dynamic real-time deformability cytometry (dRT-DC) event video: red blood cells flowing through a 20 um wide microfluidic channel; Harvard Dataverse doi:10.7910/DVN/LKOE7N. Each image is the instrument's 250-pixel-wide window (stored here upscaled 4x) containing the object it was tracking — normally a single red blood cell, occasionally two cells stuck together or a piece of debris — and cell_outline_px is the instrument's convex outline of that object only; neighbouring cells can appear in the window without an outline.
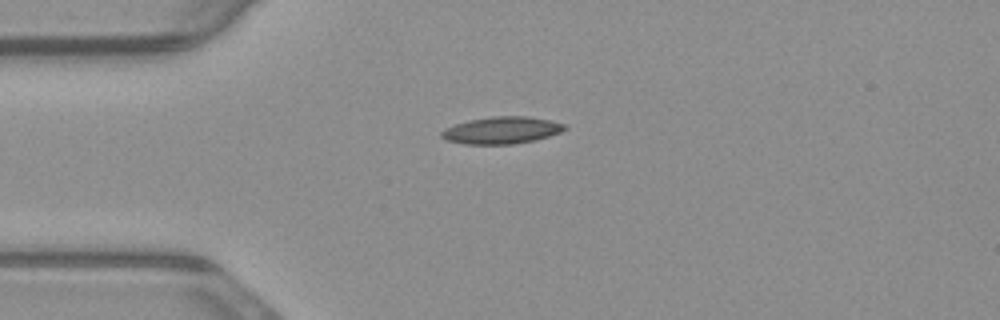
{"species": "common noctule bat (a hibernating species)", "species_latin": "Nyctalus noctula", "temperature_condition": "warm", "stored_images_in_passage": 2, "camera_frame_rate_fps": 3000, "um_per_image_px": 0.085, "animal": {"sex": "male", "body_mass_g": 23.1, "forearm_length_mm": 52.7}, "frame": {"image": 1, "passage_image": 2, "time_ms": 0.333, "image_size_px": [1000, 320], "cell_outline_px": [[560, 128], [552, 132], [540, 136], [524, 140], [460, 140], [488, 120], [532, 120]], "centroid_in_image_um": [43.33, 11.09], "position_along_channel_um": 41.7, "area_um2": 10.29}}